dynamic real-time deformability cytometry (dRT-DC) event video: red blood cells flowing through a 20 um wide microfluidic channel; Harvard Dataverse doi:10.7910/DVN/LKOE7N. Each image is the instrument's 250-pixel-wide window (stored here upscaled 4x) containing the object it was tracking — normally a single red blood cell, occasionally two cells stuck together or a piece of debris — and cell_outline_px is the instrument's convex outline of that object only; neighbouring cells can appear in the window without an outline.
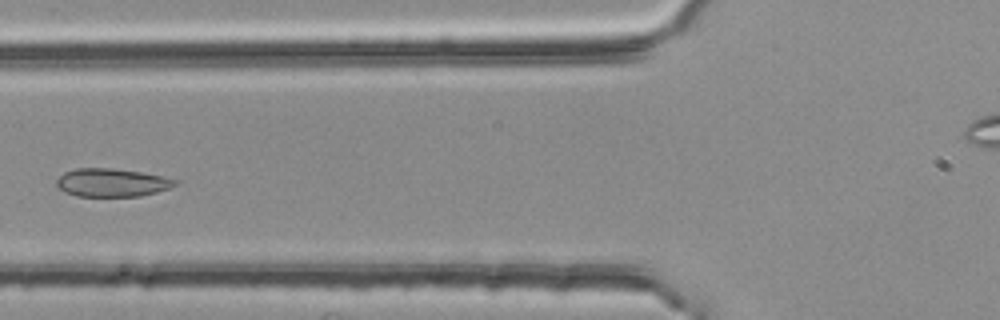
{"species": "common noctule bat (a hibernating species)", "species_latin": "Nyctalus noctula", "temperature_condition": "room temperature", "stored_images_in_passage": 6, "camera_frame_rate_fps": 3000, "um_per_image_px": 0.085, "animal": {"sex": "female", "body_mass_g": 25.1}, "frame": {"image": 1, "passage_image": 5, "time_ms": 1.333, "image_size_px": [1000, 320], "cell_outline_px": [[176, 184], [168, 188], [156, 192], [140, 196], [76, 196], [64, 192], [56, 184], [56, 180], [64, 172], [76, 168], [112, 168], [140, 172], [164, 176], [176, 180]], "centroid_in_image_um": [9.48, 15.52], "position_along_channel_um": 116.3, "area_um2": 19.36}}